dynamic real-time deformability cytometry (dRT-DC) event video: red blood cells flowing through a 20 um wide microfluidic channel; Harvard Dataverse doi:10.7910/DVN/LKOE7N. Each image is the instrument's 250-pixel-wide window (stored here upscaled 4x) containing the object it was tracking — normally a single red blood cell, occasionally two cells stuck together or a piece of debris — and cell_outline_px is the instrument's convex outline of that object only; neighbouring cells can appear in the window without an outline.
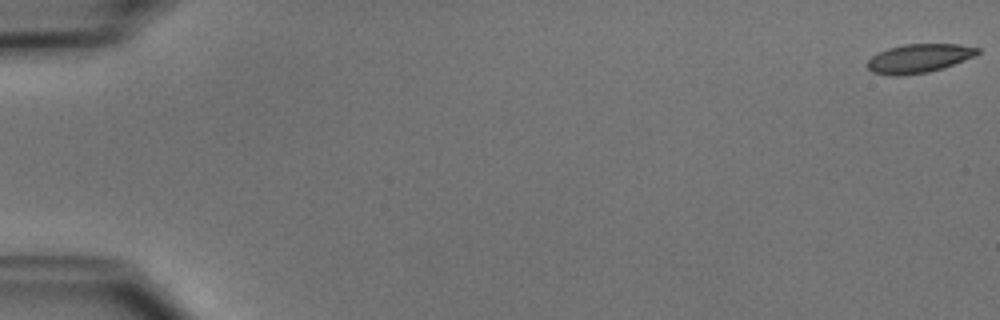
{"species": "common noctule bat (a hibernating species)", "species_latin": "Nyctalus noctula", "temperature_condition": "cold", "stored_images_in_passage": 52, "camera_frame_rate_fps": 3000, "um_per_image_px": 0.085, "animal": {"sex": "male", "body_mass_g": 15.6}, "frame": {"image": 1, "passage_image": 1, "time_ms": 0.0, "image_size_px": [1000, 320], "cell_outline_px": [[980, 52], [976, 56], [944, 68], [928, 72], [904, 76], [892, 76], [872, 72], [868, 68], [868, 60], [872, 56], [888, 48], [904, 44], [960, 44], [980, 48]], "centroid_in_image_um": [78.15, 4.97], "position_along_channel_um": 6.9, "area_um2": 18.67}}
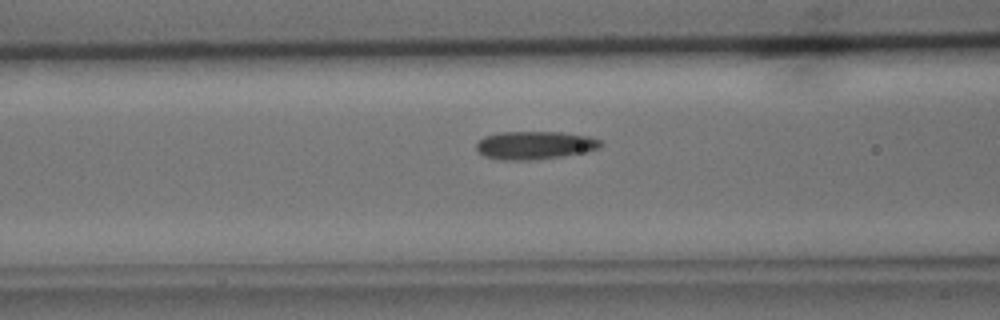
{"frame": {"image": 2, "passage_image": 22, "time_ms": 7.0, "image_size_px": [1000, 320], "cell_outline_px": [[604, 144], [600, 148], [584, 152], [560, 156], [532, 160], [504, 160], [484, 156], [476, 148], [476, 144], [484, 136], [500, 132], [560, 132], [588, 136], [600, 140]], "centroid_in_image_um": [45.46, 12.34], "position_along_channel_um": 121.1, "area_um2": 20.23}}
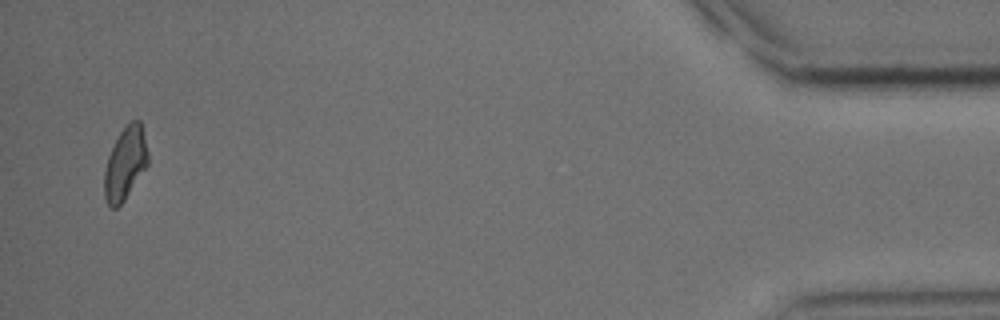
{"frame": {"image": 3, "passage_image": 51, "time_ms": 16.667, "image_size_px": [1000, 320], "cell_outline_px": [[148, 164], [124, 200], [116, 208], [112, 208], [108, 204], [104, 196], [104, 172], [108, 156], [120, 132], [132, 120], [140, 120], [148, 152]], "centroid_in_image_um": [10.64, 13.9], "position_along_channel_um": 424.6, "area_um2": 18.15}, "authors_computed_cell_mechanics": {"area_um2": 19.2763, "velocity_mm_per_s": 3.9241, "shape_relaxation_time_tau1_ms": 3.6313, "shape_relaxation_time_tau2_ms": 3.7811, "deformation_change_tau1": 0.1309, "deformation_change_tau2": 0.0901}}